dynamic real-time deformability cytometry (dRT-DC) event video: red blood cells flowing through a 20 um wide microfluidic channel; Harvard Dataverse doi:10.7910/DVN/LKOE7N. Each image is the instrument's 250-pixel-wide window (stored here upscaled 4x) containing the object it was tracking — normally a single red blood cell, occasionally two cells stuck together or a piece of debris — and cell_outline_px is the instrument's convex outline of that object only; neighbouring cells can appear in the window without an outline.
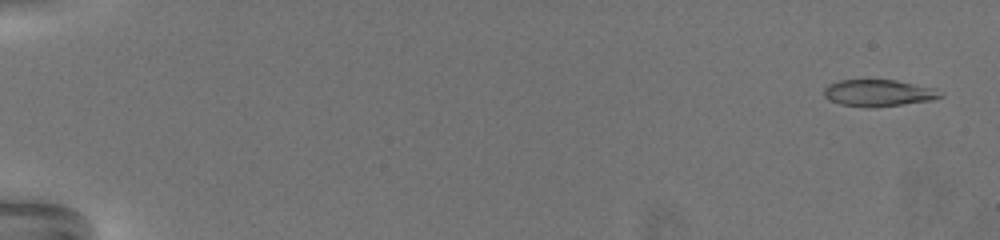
{"species": "common noctule bat (a hibernating species)", "species_latin": "Nyctalus noctula", "temperature_condition": "warm", "stored_images_in_passage": 72, "camera_frame_rate_fps": 3000, "um_per_image_px": 0.085, "animal": {"sex": "female", "body_mass_g": 19.5, "forearm_length_mm": 54.1}, "frame": {"image": 1, "passage_image": 3, "time_ms": 0.667, "image_size_px": [1000, 240], "cell_outline_px": [[944, 96], [932, 100], [868, 108], [840, 104], [828, 100], [824, 96], [824, 88], [828, 84], [840, 80], [896, 80], [936, 88], [944, 92]], "centroid_in_image_um": [74.69, 7.9], "position_along_channel_um": 10.3, "area_um2": 18.26}}
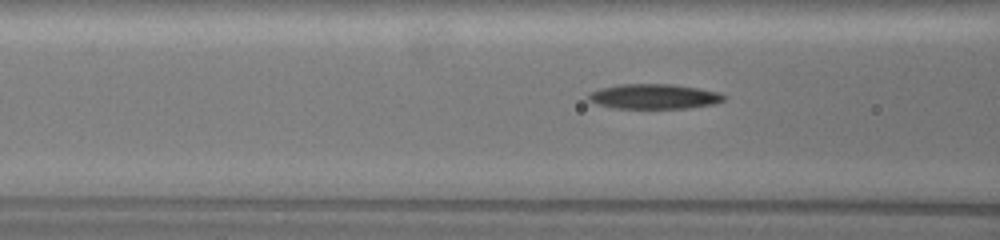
{"frame": {"image": 2, "passage_image": 32, "time_ms": 10.333, "image_size_px": [1000, 240], "cell_outline_px": [[724, 100], [712, 104], [688, 108], [612, 108], [588, 100], [588, 96], [592, 92], [600, 88], [616, 84], [672, 84], [720, 92], [724, 96]], "centroid_in_image_um": [55.58, 8.19], "position_along_channel_um": 111.0, "area_um2": 19.48}}
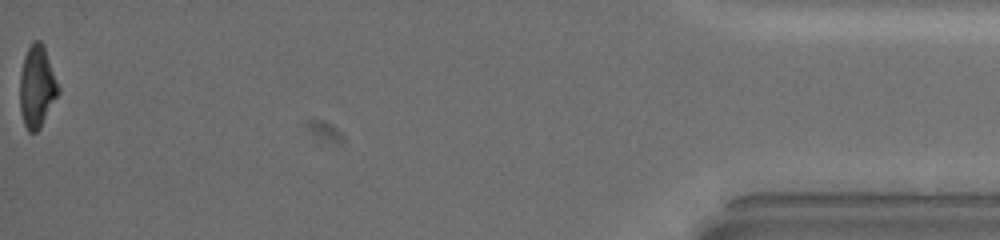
{"frame": {"image": 3, "passage_image": 72, "time_ms": 23.667, "image_size_px": [1000, 240], "cell_outline_px": [[60, 92], [40, 128], [36, 132], [28, 132], [24, 124], [20, 112], [20, 72], [24, 56], [32, 40], [40, 40], [44, 44], [60, 88]], "centroid_in_image_um": [3.15, 7.35], "position_along_channel_um": 432.1, "area_um2": 18.61}, "authors_computed_cell_mechanics": {"area_um2": 19.0451, "velocity_mm_per_s": 3.0498, "shape_relaxation_time_tau1_ms": 6.7002, "shape_relaxation_time_tau2_ms": 2.5907, "deformation_change_tau1": 0.2013, "deformation_change_tau2": 0.0974}}